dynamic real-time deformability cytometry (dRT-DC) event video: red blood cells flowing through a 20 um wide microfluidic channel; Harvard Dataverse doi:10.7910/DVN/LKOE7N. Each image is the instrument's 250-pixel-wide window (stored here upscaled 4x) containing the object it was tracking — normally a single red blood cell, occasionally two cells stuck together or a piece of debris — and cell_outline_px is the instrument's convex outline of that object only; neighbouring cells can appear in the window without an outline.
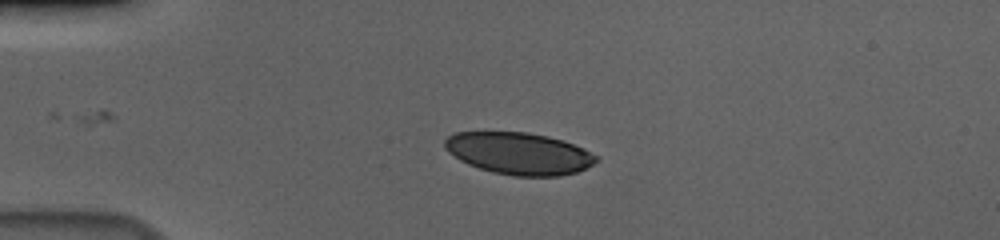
{"species": "human", "species_latin": "Homo sapiens", "temperature_condition": "cold", "stored_images_in_passage": 43, "camera_frame_rate_fps": 3000, "um_per_image_px": 0.085, "donor": {"sex": "male"}, "frame": {"image": 1, "passage_image": 1, "time_ms": 0.0, "image_size_px": [1000, 240], "cell_outline_px": [[600, 160], [576, 172], [560, 176], [512, 176], [492, 172], [468, 164], [460, 160], [448, 152], [444, 148], [444, 140], [448, 136], [456, 132], [528, 132], [548, 136], [564, 140], [584, 148], [600, 156]], "centroid_in_image_um": [44.14, 13.04], "position_along_channel_um": 40.9, "area_um2": 37.34}}
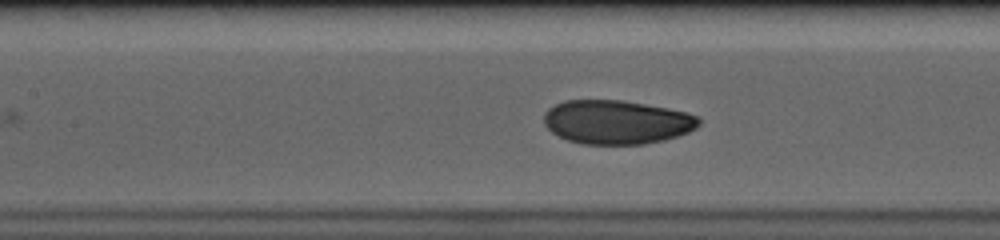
{"frame": {"image": 2, "passage_image": 13, "time_ms": 4.0, "image_size_px": [1000, 240], "cell_outline_px": [[700, 124], [696, 128], [688, 132], [664, 140], [644, 144], [580, 144], [568, 140], [552, 132], [544, 124], [544, 112], [548, 108], [564, 100], [620, 100], [668, 108], [688, 112], [700, 116]], "centroid_in_image_um": [52.43, 10.37], "position_along_channel_um": 155.0, "area_um2": 39.77}}
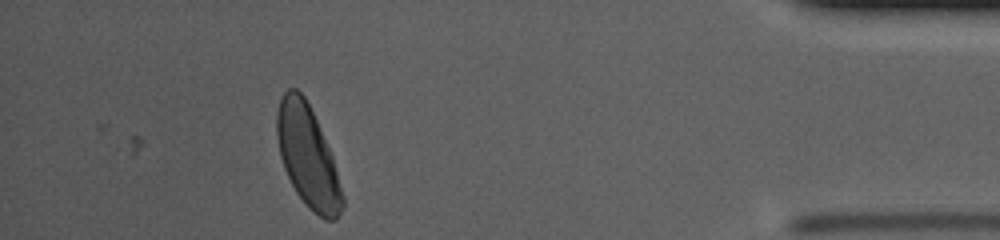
{"frame": {"image": 3, "passage_image": 38, "time_ms": 12.333, "image_size_px": [1000, 240], "cell_outline_px": [[344, 208], [336, 220], [324, 220], [308, 208], [296, 192], [284, 168], [280, 156], [276, 136], [276, 112], [280, 100], [284, 92], [288, 88], [296, 88], [304, 96], [320, 128], [332, 156], [344, 196]], "centroid_in_image_um": [26.15, 13.33], "position_along_channel_um": 409.0, "area_um2": 38.67}, "authors_computed_cell_mechanics": {"area_um2": 39.5352, "velocity_mm_per_s": 3.6389, "shape_relaxation_time_tau1_ms": 3.2228, "shape_relaxation_time_tau2_ms": null, "deformation_change_tau1": 0.1198, "deformation_change_tau2": null}}